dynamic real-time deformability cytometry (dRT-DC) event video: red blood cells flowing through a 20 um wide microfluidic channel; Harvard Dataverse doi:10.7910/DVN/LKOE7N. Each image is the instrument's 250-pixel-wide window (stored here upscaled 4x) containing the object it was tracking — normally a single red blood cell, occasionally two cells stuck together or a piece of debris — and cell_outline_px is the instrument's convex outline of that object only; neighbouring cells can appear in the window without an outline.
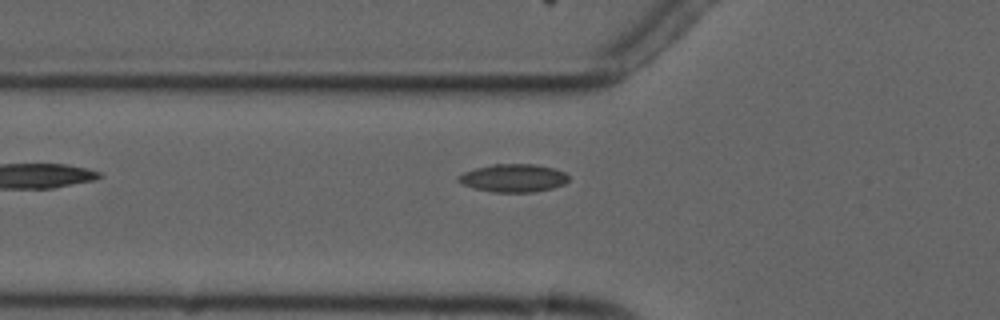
{"species": "common noctule bat (a hibernating species)", "species_latin": "Nyctalus noctula", "temperature_condition": "cold", "stored_images_in_passage": 3, "camera_frame_rate_fps": 3000, "um_per_image_px": 0.085, "animal": {"sex": "male", "forearm_length_mm": 52.5}, "frame": {"image": 1, "passage_image": 2, "time_ms": 1.333, "image_size_px": [1000, 320], "cell_outline_px": [[568, 180], [564, 184], [552, 188], [532, 192], [492, 192], [472, 188], [456, 180], [456, 176], [464, 172], [476, 168], [492, 164], [536, 164], [552, 168], [564, 172], [568, 176]], "centroid_in_image_um": [43.6, 15.13], "position_along_channel_um": 82.2, "area_um2": 17.98}}
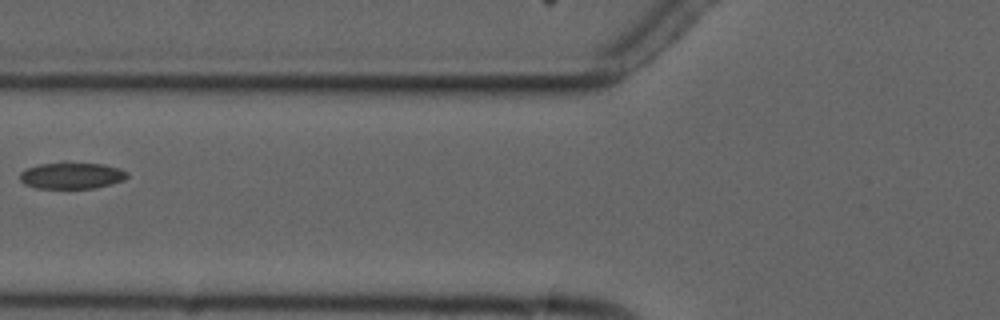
{"frame": {"image": 2, "passage_image": 3, "time_ms": 2.333, "image_size_px": [1000, 320], "cell_outline_px": [[128, 176], [124, 180], [96, 188], [36, 188], [24, 184], [20, 180], [20, 172], [28, 168], [40, 164], [64, 160], [104, 164], [128, 172]], "centroid_in_image_um": [6.08, 14.89], "position_along_channel_um": 119.7, "area_um2": 16.99}}